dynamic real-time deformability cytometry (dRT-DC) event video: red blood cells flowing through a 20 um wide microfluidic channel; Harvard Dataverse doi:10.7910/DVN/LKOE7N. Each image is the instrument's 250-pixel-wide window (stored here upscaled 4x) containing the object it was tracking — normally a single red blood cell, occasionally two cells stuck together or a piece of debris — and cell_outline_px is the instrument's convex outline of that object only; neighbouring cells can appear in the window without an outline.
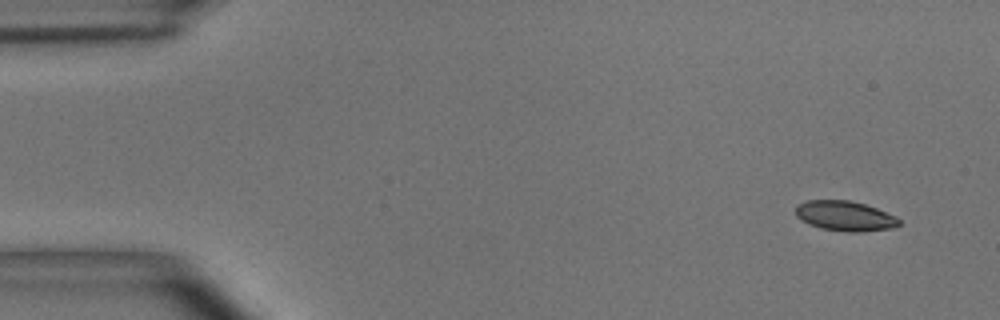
{"species": "common noctule bat (a hibernating species)", "species_latin": "Nyctalus noctula", "temperature_condition": "room temperature", "stored_images_in_passage": 10, "camera_frame_rate_fps": 3000, "um_per_image_px": 0.085, "animal": {"sex": "male", "body_mass_g": 15.6}, "frame": {"image": 1, "passage_image": 1, "time_ms": 0.0, "image_size_px": [1000, 320], "cell_outline_px": [[900, 224], [892, 228], [860, 232], [848, 232], [820, 228], [808, 224], [800, 220], [796, 216], [796, 204], [808, 200], [848, 200], [864, 204], [876, 208], [896, 216], [900, 220]], "centroid_in_image_um": [71.8, 18.36], "position_along_channel_um": 13.2, "area_um2": 18.15}}
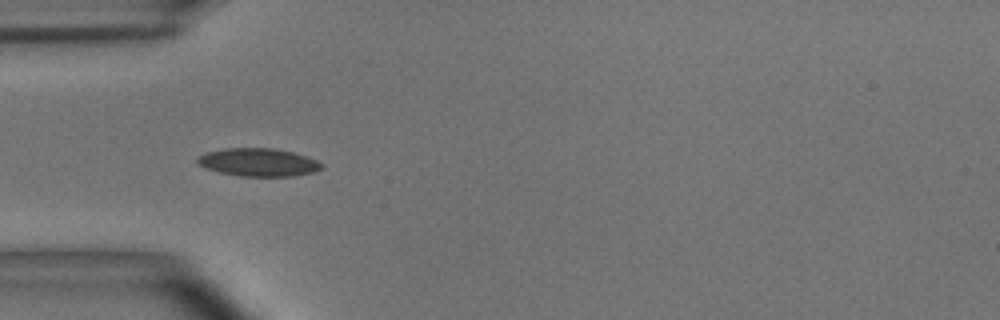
{"frame": {"image": 2, "passage_image": 4, "time_ms": 1.0, "image_size_px": [1000, 320], "cell_outline_px": [[324, 168], [312, 172], [292, 176], [240, 176], [220, 172], [204, 168], [196, 164], [196, 156], [204, 152], [224, 148], [276, 148], [292, 152], [320, 160], [324, 164]], "centroid_in_image_um": [21.94, 13.78], "position_along_channel_um": 63.1, "area_um2": 20.63}}